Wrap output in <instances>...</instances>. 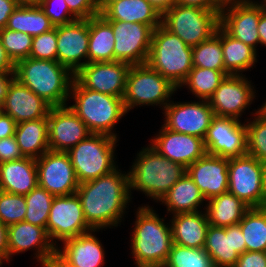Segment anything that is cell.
Returning a JSON list of instances; mask_svg holds the SVG:
<instances>
[{
  "instance_id": "c3c4849f",
  "label": "cell",
  "mask_w": 266,
  "mask_h": 267,
  "mask_svg": "<svg viewBox=\"0 0 266 267\" xmlns=\"http://www.w3.org/2000/svg\"><path fill=\"white\" fill-rule=\"evenodd\" d=\"M233 267H266V252L245 251Z\"/></svg>"
},
{
  "instance_id": "ee69618b",
  "label": "cell",
  "mask_w": 266,
  "mask_h": 267,
  "mask_svg": "<svg viewBox=\"0 0 266 267\" xmlns=\"http://www.w3.org/2000/svg\"><path fill=\"white\" fill-rule=\"evenodd\" d=\"M29 57L57 61V27L33 37Z\"/></svg>"
},
{
  "instance_id": "f907efd6",
  "label": "cell",
  "mask_w": 266,
  "mask_h": 267,
  "mask_svg": "<svg viewBox=\"0 0 266 267\" xmlns=\"http://www.w3.org/2000/svg\"><path fill=\"white\" fill-rule=\"evenodd\" d=\"M17 7L15 0H0V30L6 27L8 18Z\"/></svg>"
},
{
  "instance_id": "4316f807",
  "label": "cell",
  "mask_w": 266,
  "mask_h": 267,
  "mask_svg": "<svg viewBox=\"0 0 266 267\" xmlns=\"http://www.w3.org/2000/svg\"><path fill=\"white\" fill-rule=\"evenodd\" d=\"M91 230L62 241L63 248L57 246V251L76 267H101L104 265V249L101 242Z\"/></svg>"
},
{
  "instance_id": "ab89813d",
  "label": "cell",
  "mask_w": 266,
  "mask_h": 267,
  "mask_svg": "<svg viewBox=\"0 0 266 267\" xmlns=\"http://www.w3.org/2000/svg\"><path fill=\"white\" fill-rule=\"evenodd\" d=\"M24 197L27 204L24 221L46 229L49 211L55 196L37 186Z\"/></svg>"
},
{
  "instance_id": "f35d334b",
  "label": "cell",
  "mask_w": 266,
  "mask_h": 267,
  "mask_svg": "<svg viewBox=\"0 0 266 267\" xmlns=\"http://www.w3.org/2000/svg\"><path fill=\"white\" fill-rule=\"evenodd\" d=\"M255 114L253 113L255 119L246 121L247 154L266 163V105L258 108Z\"/></svg>"
},
{
  "instance_id": "6f0895ef",
  "label": "cell",
  "mask_w": 266,
  "mask_h": 267,
  "mask_svg": "<svg viewBox=\"0 0 266 267\" xmlns=\"http://www.w3.org/2000/svg\"><path fill=\"white\" fill-rule=\"evenodd\" d=\"M258 35L260 44L266 46V10L262 7V14L260 15L258 23Z\"/></svg>"
},
{
  "instance_id": "1f68e13d",
  "label": "cell",
  "mask_w": 266,
  "mask_h": 267,
  "mask_svg": "<svg viewBox=\"0 0 266 267\" xmlns=\"http://www.w3.org/2000/svg\"><path fill=\"white\" fill-rule=\"evenodd\" d=\"M199 188L186 172L162 197L159 202L167 206V211L173 215L177 213L197 212L204 203Z\"/></svg>"
},
{
  "instance_id": "94428289",
  "label": "cell",
  "mask_w": 266,
  "mask_h": 267,
  "mask_svg": "<svg viewBox=\"0 0 266 267\" xmlns=\"http://www.w3.org/2000/svg\"><path fill=\"white\" fill-rule=\"evenodd\" d=\"M118 0H97L99 12L101 13L110 3Z\"/></svg>"
},
{
  "instance_id": "8d00e7d4",
  "label": "cell",
  "mask_w": 266,
  "mask_h": 267,
  "mask_svg": "<svg viewBox=\"0 0 266 267\" xmlns=\"http://www.w3.org/2000/svg\"><path fill=\"white\" fill-rule=\"evenodd\" d=\"M193 67L222 71L229 75L224 66L223 51L221 46V26L208 40L192 47Z\"/></svg>"
},
{
  "instance_id": "f6af8a7d",
  "label": "cell",
  "mask_w": 266,
  "mask_h": 267,
  "mask_svg": "<svg viewBox=\"0 0 266 267\" xmlns=\"http://www.w3.org/2000/svg\"><path fill=\"white\" fill-rule=\"evenodd\" d=\"M39 6L49 17L54 27L66 25L78 20L69 10L65 0H41Z\"/></svg>"
},
{
  "instance_id": "816d5d0a",
  "label": "cell",
  "mask_w": 266,
  "mask_h": 267,
  "mask_svg": "<svg viewBox=\"0 0 266 267\" xmlns=\"http://www.w3.org/2000/svg\"><path fill=\"white\" fill-rule=\"evenodd\" d=\"M17 123L8 115L2 114L0 116V139L14 136Z\"/></svg>"
},
{
  "instance_id": "7dc6e473",
  "label": "cell",
  "mask_w": 266,
  "mask_h": 267,
  "mask_svg": "<svg viewBox=\"0 0 266 267\" xmlns=\"http://www.w3.org/2000/svg\"><path fill=\"white\" fill-rule=\"evenodd\" d=\"M15 136L0 139V163L22 159Z\"/></svg>"
},
{
  "instance_id": "bcb514c9",
  "label": "cell",
  "mask_w": 266,
  "mask_h": 267,
  "mask_svg": "<svg viewBox=\"0 0 266 267\" xmlns=\"http://www.w3.org/2000/svg\"><path fill=\"white\" fill-rule=\"evenodd\" d=\"M65 2L78 19H89L100 14L97 0H65Z\"/></svg>"
},
{
  "instance_id": "6125c7cd",
  "label": "cell",
  "mask_w": 266,
  "mask_h": 267,
  "mask_svg": "<svg viewBox=\"0 0 266 267\" xmlns=\"http://www.w3.org/2000/svg\"><path fill=\"white\" fill-rule=\"evenodd\" d=\"M220 2L226 6L228 4L232 3H245V2H251V0H220Z\"/></svg>"
},
{
  "instance_id": "f5cc1de1",
  "label": "cell",
  "mask_w": 266,
  "mask_h": 267,
  "mask_svg": "<svg viewBox=\"0 0 266 267\" xmlns=\"http://www.w3.org/2000/svg\"><path fill=\"white\" fill-rule=\"evenodd\" d=\"M42 267H76L67 261L57 250L44 262Z\"/></svg>"
},
{
  "instance_id": "681fc988",
  "label": "cell",
  "mask_w": 266,
  "mask_h": 267,
  "mask_svg": "<svg viewBox=\"0 0 266 267\" xmlns=\"http://www.w3.org/2000/svg\"><path fill=\"white\" fill-rule=\"evenodd\" d=\"M175 4L181 6L199 7L204 10L214 11L219 15L225 7L220 0H175Z\"/></svg>"
},
{
  "instance_id": "be15d7a7",
  "label": "cell",
  "mask_w": 266,
  "mask_h": 267,
  "mask_svg": "<svg viewBox=\"0 0 266 267\" xmlns=\"http://www.w3.org/2000/svg\"><path fill=\"white\" fill-rule=\"evenodd\" d=\"M264 186H265V194H266V163H264Z\"/></svg>"
},
{
  "instance_id": "91938a15",
  "label": "cell",
  "mask_w": 266,
  "mask_h": 267,
  "mask_svg": "<svg viewBox=\"0 0 266 267\" xmlns=\"http://www.w3.org/2000/svg\"><path fill=\"white\" fill-rule=\"evenodd\" d=\"M18 5L39 6L41 0H15Z\"/></svg>"
},
{
  "instance_id": "a7ac6f4b",
  "label": "cell",
  "mask_w": 266,
  "mask_h": 267,
  "mask_svg": "<svg viewBox=\"0 0 266 267\" xmlns=\"http://www.w3.org/2000/svg\"><path fill=\"white\" fill-rule=\"evenodd\" d=\"M3 114V108L2 105H0V116Z\"/></svg>"
},
{
  "instance_id": "83f0119b",
  "label": "cell",
  "mask_w": 266,
  "mask_h": 267,
  "mask_svg": "<svg viewBox=\"0 0 266 267\" xmlns=\"http://www.w3.org/2000/svg\"><path fill=\"white\" fill-rule=\"evenodd\" d=\"M170 221L173 243L194 249L204 248L209 227L205 211L177 213Z\"/></svg>"
},
{
  "instance_id": "2e32d148",
  "label": "cell",
  "mask_w": 266,
  "mask_h": 267,
  "mask_svg": "<svg viewBox=\"0 0 266 267\" xmlns=\"http://www.w3.org/2000/svg\"><path fill=\"white\" fill-rule=\"evenodd\" d=\"M163 111L165 128L202 139L205 138L211 120L215 116L208 100L191 103L170 101Z\"/></svg>"
},
{
  "instance_id": "74e56055",
  "label": "cell",
  "mask_w": 266,
  "mask_h": 267,
  "mask_svg": "<svg viewBox=\"0 0 266 267\" xmlns=\"http://www.w3.org/2000/svg\"><path fill=\"white\" fill-rule=\"evenodd\" d=\"M226 76L222 71L193 67L180 87L186 85L199 100H208Z\"/></svg>"
},
{
  "instance_id": "603a6c76",
  "label": "cell",
  "mask_w": 266,
  "mask_h": 267,
  "mask_svg": "<svg viewBox=\"0 0 266 267\" xmlns=\"http://www.w3.org/2000/svg\"><path fill=\"white\" fill-rule=\"evenodd\" d=\"M206 200L228 191V158L205 154L186 168Z\"/></svg>"
},
{
  "instance_id": "44dd1931",
  "label": "cell",
  "mask_w": 266,
  "mask_h": 267,
  "mask_svg": "<svg viewBox=\"0 0 266 267\" xmlns=\"http://www.w3.org/2000/svg\"><path fill=\"white\" fill-rule=\"evenodd\" d=\"M149 145L163 157L185 168L207 153L204 139L169 130L163 125Z\"/></svg>"
},
{
  "instance_id": "d6a6232c",
  "label": "cell",
  "mask_w": 266,
  "mask_h": 267,
  "mask_svg": "<svg viewBox=\"0 0 266 267\" xmlns=\"http://www.w3.org/2000/svg\"><path fill=\"white\" fill-rule=\"evenodd\" d=\"M112 26L99 14L89 18L88 63L114 61Z\"/></svg>"
},
{
  "instance_id": "003e7915",
  "label": "cell",
  "mask_w": 266,
  "mask_h": 267,
  "mask_svg": "<svg viewBox=\"0 0 266 267\" xmlns=\"http://www.w3.org/2000/svg\"><path fill=\"white\" fill-rule=\"evenodd\" d=\"M3 261H6V260L0 255V266L2 265Z\"/></svg>"
},
{
  "instance_id": "d4e9b609",
  "label": "cell",
  "mask_w": 266,
  "mask_h": 267,
  "mask_svg": "<svg viewBox=\"0 0 266 267\" xmlns=\"http://www.w3.org/2000/svg\"><path fill=\"white\" fill-rule=\"evenodd\" d=\"M51 107L16 78L11 81L2 105L3 113L10 116L17 124L45 118Z\"/></svg>"
},
{
  "instance_id": "9a60e30c",
  "label": "cell",
  "mask_w": 266,
  "mask_h": 267,
  "mask_svg": "<svg viewBox=\"0 0 266 267\" xmlns=\"http://www.w3.org/2000/svg\"><path fill=\"white\" fill-rule=\"evenodd\" d=\"M129 68V64L119 61L87 63L74 79L83 88L123 98Z\"/></svg>"
},
{
  "instance_id": "8992f818",
  "label": "cell",
  "mask_w": 266,
  "mask_h": 267,
  "mask_svg": "<svg viewBox=\"0 0 266 267\" xmlns=\"http://www.w3.org/2000/svg\"><path fill=\"white\" fill-rule=\"evenodd\" d=\"M146 64L180 89L193 68L192 47L161 24L152 32Z\"/></svg>"
},
{
  "instance_id": "7a4b0ae2",
  "label": "cell",
  "mask_w": 266,
  "mask_h": 267,
  "mask_svg": "<svg viewBox=\"0 0 266 267\" xmlns=\"http://www.w3.org/2000/svg\"><path fill=\"white\" fill-rule=\"evenodd\" d=\"M14 76L52 107L68 104L74 74L57 61L30 57L19 60L14 66Z\"/></svg>"
},
{
  "instance_id": "f1b7e54d",
  "label": "cell",
  "mask_w": 266,
  "mask_h": 267,
  "mask_svg": "<svg viewBox=\"0 0 266 267\" xmlns=\"http://www.w3.org/2000/svg\"><path fill=\"white\" fill-rule=\"evenodd\" d=\"M100 15L105 20L146 24L153 30L161 25L162 17L146 0H118L110 3Z\"/></svg>"
},
{
  "instance_id": "db71d44e",
  "label": "cell",
  "mask_w": 266,
  "mask_h": 267,
  "mask_svg": "<svg viewBox=\"0 0 266 267\" xmlns=\"http://www.w3.org/2000/svg\"><path fill=\"white\" fill-rule=\"evenodd\" d=\"M14 78V72H0V105H3L9 85Z\"/></svg>"
},
{
  "instance_id": "484cf974",
  "label": "cell",
  "mask_w": 266,
  "mask_h": 267,
  "mask_svg": "<svg viewBox=\"0 0 266 267\" xmlns=\"http://www.w3.org/2000/svg\"><path fill=\"white\" fill-rule=\"evenodd\" d=\"M38 186L36 159L23 157L19 160L0 163V190L27 195Z\"/></svg>"
},
{
  "instance_id": "ba28073f",
  "label": "cell",
  "mask_w": 266,
  "mask_h": 267,
  "mask_svg": "<svg viewBox=\"0 0 266 267\" xmlns=\"http://www.w3.org/2000/svg\"><path fill=\"white\" fill-rule=\"evenodd\" d=\"M177 89L147 64L130 66L123 97L125 110L128 113L133 107L143 105L163 106L164 109Z\"/></svg>"
},
{
  "instance_id": "03108f58",
  "label": "cell",
  "mask_w": 266,
  "mask_h": 267,
  "mask_svg": "<svg viewBox=\"0 0 266 267\" xmlns=\"http://www.w3.org/2000/svg\"><path fill=\"white\" fill-rule=\"evenodd\" d=\"M136 267H164V266H159V265H150V266H136Z\"/></svg>"
},
{
  "instance_id": "52a82bcc",
  "label": "cell",
  "mask_w": 266,
  "mask_h": 267,
  "mask_svg": "<svg viewBox=\"0 0 266 267\" xmlns=\"http://www.w3.org/2000/svg\"><path fill=\"white\" fill-rule=\"evenodd\" d=\"M117 140L92 133L67 152L79 184L107 175L117 168L114 162Z\"/></svg>"
},
{
  "instance_id": "b9f144b4",
  "label": "cell",
  "mask_w": 266,
  "mask_h": 267,
  "mask_svg": "<svg viewBox=\"0 0 266 267\" xmlns=\"http://www.w3.org/2000/svg\"><path fill=\"white\" fill-rule=\"evenodd\" d=\"M0 40L7 56L14 64L29 57L33 42L31 35L5 27L0 30Z\"/></svg>"
},
{
  "instance_id": "e7e4bbea",
  "label": "cell",
  "mask_w": 266,
  "mask_h": 267,
  "mask_svg": "<svg viewBox=\"0 0 266 267\" xmlns=\"http://www.w3.org/2000/svg\"><path fill=\"white\" fill-rule=\"evenodd\" d=\"M261 3V4H260ZM258 2L259 5H261L266 10V0H263L261 2ZM263 3V4H262Z\"/></svg>"
},
{
  "instance_id": "4dcf8cb0",
  "label": "cell",
  "mask_w": 266,
  "mask_h": 267,
  "mask_svg": "<svg viewBox=\"0 0 266 267\" xmlns=\"http://www.w3.org/2000/svg\"><path fill=\"white\" fill-rule=\"evenodd\" d=\"M24 157L39 158L49 149L48 116L17 124L14 133Z\"/></svg>"
},
{
  "instance_id": "8fae6325",
  "label": "cell",
  "mask_w": 266,
  "mask_h": 267,
  "mask_svg": "<svg viewBox=\"0 0 266 267\" xmlns=\"http://www.w3.org/2000/svg\"><path fill=\"white\" fill-rule=\"evenodd\" d=\"M91 230L93 229L85 220L82 204L77 193L54 197L49 211L46 231L55 246H58L56 240L64 241Z\"/></svg>"
},
{
  "instance_id": "cb8c5ba5",
  "label": "cell",
  "mask_w": 266,
  "mask_h": 267,
  "mask_svg": "<svg viewBox=\"0 0 266 267\" xmlns=\"http://www.w3.org/2000/svg\"><path fill=\"white\" fill-rule=\"evenodd\" d=\"M7 239L8 261H11L12 255L23 253L33 248L37 262L43 265L57 249V246L50 240L45 228L26 221L8 226Z\"/></svg>"
},
{
  "instance_id": "e575fe53",
  "label": "cell",
  "mask_w": 266,
  "mask_h": 267,
  "mask_svg": "<svg viewBox=\"0 0 266 267\" xmlns=\"http://www.w3.org/2000/svg\"><path fill=\"white\" fill-rule=\"evenodd\" d=\"M6 28L34 37L55 27L40 6L18 5L8 18Z\"/></svg>"
},
{
  "instance_id": "7bdbcfd3",
  "label": "cell",
  "mask_w": 266,
  "mask_h": 267,
  "mask_svg": "<svg viewBox=\"0 0 266 267\" xmlns=\"http://www.w3.org/2000/svg\"><path fill=\"white\" fill-rule=\"evenodd\" d=\"M24 195L11 194L0 190V222L6 226L24 221L26 213Z\"/></svg>"
},
{
  "instance_id": "e0dca14e",
  "label": "cell",
  "mask_w": 266,
  "mask_h": 267,
  "mask_svg": "<svg viewBox=\"0 0 266 267\" xmlns=\"http://www.w3.org/2000/svg\"><path fill=\"white\" fill-rule=\"evenodd\" d=\"M254 87L243 75H228L208 99L215 116L239 120L255 98Z\"/></svg>"
},
{
  "instance_id": "9c48e42d",
  "label": "cell",
  "mask_w": 266,
  "mask_h": 267,
  "mask_svg": "<svg viewBox=\"0 0 266 267\" xmlns=\"http://www.w3.org/2000/svg\"><path fill=\"white\" fill-rule=\"evenodd\" d=\"M161 24L186 45L194 47L216 33L220 26V15L199 7L174 3L162 14Z\"/></svg>"
},
{
  "instance_id": "d6986e66",
  "label": "cell",
  "mask_w": 266,
  "mask_h": 267,
  "mask_svg": "<svg viewBox=\"0 0 266 267\" xmlns=\"http://www.w3.org/2000/svg\"><path fill=\"white\" fill-rule=\"evenodd\" d=\"M90 134L92 133L85 123L68 105L51 107L48 113V141L50 150L68 152Z\"/></svg>"
},
{
  "instance_id": "5b68a950",
  "label": "cell",
  "mask_w": 266,
  "mask_h": 267,
  "mask_svg": "<svg viewBox=\"0 0 266 267\" xmlns=\"http://www.w3.org/2000/svg\"><path fill=\"white\" fill-rule=\"evenodd\" d=\"M70 96L75 104L68 107L85 123L91 133L117 139L118 135L112 130L127 113L123 98L83 88L75 79L70 87Z\"/></svg>"
},
{
  "instance_id": "4fadbf2b",
  "label": "cell",
  "mask_w": 266,
  "mask_h": 267,
  "mask_svg": "<svg viewBox=\"0 0 266 267\" xmlns=\"http://www.w3.org/2000/svg\"><path fill=\"white\" fill-rule=\"evenodd\" d=\"M207 154L235 158L247 154L245 122L229 117L214 116L204 138Z\"/></svg>"
},
{
  "instance_id": "836d02e7",
  "label": "cell",
  "mask_w": 266,
  "mask_h": 267,
  "mask_svg": "<svg viewBox=\"0 0 266 267\" xmlns=\"http://www.w3.org/2000/svg\"><path fill=\"white\" fill-rule=\"evenodd\" d=\"M221 46L225 70L229 75H243L242 72L252 68L257 62V51L230 36L222 27Z\"/></svg>"
},
{
  "instance_id": "680465c9",
  "label": "cell",
  "mask_w": 266,
  "mask_h": 267,
  "mask_svg": "<svg viewBox=\"0 0 266 267\" xmlns=\"http://www.w3.org/2000/svg\"><path fill=\"white\" fill-rule=\"evenodd\" d=\"M153 7H155L161 14L167 11L174 3L175 0H146Z\"/></svg>"
},
{
  "instance_id": "277c9868",
  "label": "cell",
  "mask_w": 266,
  "mask_h": 267,
  "mask_svg": "<svg viewBox=\"0 0 266 267\" xmlns=\"http://www.w3.org/2000/svg\"><path fill=\"white\" fill-rule=\"evenodd\" d=\"M128 171L129 190L143 192L156 202L186 173L179 163L163 157L150 145L143 147Z\"/></svg>"
},
{
  "instance_id": "5bb4252c",
  "label": "cell",
  "mask_w": 266,
  "mask_h": 267,
  "mask_svg": "<svg viewBox=\"0 0 266 267\" xmlns=\"http://www.w3.org/2000/svg\"><path fill=\"white\" fill-rule=\"evenodd\" d=\"M38 186L54 196L76 193L79 182L67 152L48 150L36 159Z\"/></svg>"
},
{
  "instance_id": "7402d4cb",
  "label": "cell",
  "mask_w": 266,
  "mask_h": 267,
  "mask_svg": "<svg viewBox=\"0 0 266 267\" xmlns=\"http://www.w3.org/2000/svg\"><path fill=\"white\" fill-rule=\"evenodd\" d=\"M204 249L212 259L214 267H233L240 254L246 251L240 224L226 227L209 225Z\"/></svg>"
},
{
  "instance_id": "7c38bea8",
  "label": "cell",
  "mask_w": 266,
  "mask_h": 267,
  "mask_svg": "<svg viewBox=\"0 0 266 267\" xmlns=\"http://www.w3.org/2000/svg\"><path fill=\"white\" fill-rule=\"evenodd\" d=\"M113 29L115 46L114 61L130 66L146 64L153 29L146 24L106 20Z\"/></svg>"
},
{
  "instance_id": "30bf717a",
  "label": "cell",
  "mask_w": 266,
  "mask_h": 267,
  "mask_svg": "<svg viewBox=\"0 0 266 267\" xmlns=\"http://www.w3.org/2000/svg\"><path fill=\"white\" fill-rule=\"evenodd\" d=\"M228 191L251 207H265L264 163L249 154L228 159Z\"/></svg>"
},
{
  "instance_id": "f546056e",
  "label": "cell",
  "mask_w": 266,
  "mask_h": 267,
  "mask_svg": "<svg viewBox=\"0 0 266 267\" xmlns=\"http://www.w3.org/2000/svg\"><path fill=\"white\" fill-rule=\"evenodd\" d=\"M205 212L209 225L226 227L238 224L250 208L229 191L207 200Z\"/></svg>"
},
{
  "instance_id": "9f6ffc18",
  "label": "cell",
  "mask_w": 266,
  "mask_h": 267,
  "mask_svg": "<svg viewBox=\"0 0 266 267\" xmlns=\"http://www.w3.org/2000/svg\"><path fill=\"white\" fill-rule=\"evenodd\" d=\"M15 64L7 56L0 40V72H14Z\"/></svg>"
},
{
  "instance_id": "ffe728a7",
  "label": "cell",
  "mask_w": 266,
  "mask_h": 267,
  "mask_svg": "<svg viewBox=\"0 0 266 267\" xmlns=\"http://www.w3.org/2000/svg\"><path fill=\"white\" fill-rule=\"evenodd\" d=\"M261 14L262 6L254 1L228 4L221 11L220 26L233 38L257 50Z\"/></svg>"
},
{
  "instance_id": "3957f363",
  "label": "cell",
  "mask_w": 266,
  "mask_h": 267,
  "mask_svg": "<svg viewBox=\"0 0 266 267\" xmlns=\"http://www.w3.org/2000/svg\"><path fill=\"white\" fill-rule=\"evenodd\" d=\"M131 235L132 255L137 266H164L173 245L171 224L164 223L153 208L138 207Z\"/></svg>"
},
{
  "instance_id": "11a10c76",
  "label": "cell",
  "mask_w": 266,
  "mask_h": 267,
  "mask_svg": "<svg viewBox=\"0 0 266 267\" xmlns=\"http://www.w3.org/2000/svg\"><path fill=\"white\" fill-rule=\"evenodd\" d=\"M8 226L0 222V255L8 261Z\"/></svg>"
},
{
  "instance_id": "6da1fadb",
  "label": "cell",
  "mask_w": 266,
  "mask_h": 267,
  "mask_svg": "<svg viewBox=\"0 0 266 267\" xmlns=\"http://www.w3.org/2000/svg\"><path fill=\"white\" fill-rule=\"evenodd\" d=\"M76 193L85 220L93 230L117 227L132 199L128 172L122 173L118 167L107 175L80 183Z\"/></svg>"
},
{
  "instance_id": "60d3db41",
  "label": "cell",
  "mask_w": 266,
  "mask_h": 267,
  "mask_svg": "<svg viewBox=\"0 0 266 267\" xmlns=\"http://www.w3.org/2000/svg\"><path fill=\"white\" fill-rule=\"evenodd\" d=\"M164 267H214L204 248L194 249L173 243Z\"/></svg>"
},
{
  "instance_id": "ac0fdd59",
  "label": "cell",
  "mask_w": 266,
  "mask_h": 267,
  "mask_svg": "<svg viewBox=\"0 0 266 267\" xmlns=\"http://www.w3.org/2000/svg\"><path fill=\"white\" fill-rule=\"evenodd\" d=\"M88 47L89 19L57 26V62L73 74L88 63Z\"/></svg>"
},
{
  "instance_id": "d590c367",
  "label": "cell",
  "mask_w": 266,
  "mask_h": 267,
  "mask_svg": "<svg viewBox=\"0 0 266 267\" xmlns=\"http://www.w3.org/2000/svg\"><path fill=\"white\" fill-rule=\"evenodd\" d=\"M239 224L246 251L266 252V206L249 208Z\"/></svg>"
}]
</instances>
